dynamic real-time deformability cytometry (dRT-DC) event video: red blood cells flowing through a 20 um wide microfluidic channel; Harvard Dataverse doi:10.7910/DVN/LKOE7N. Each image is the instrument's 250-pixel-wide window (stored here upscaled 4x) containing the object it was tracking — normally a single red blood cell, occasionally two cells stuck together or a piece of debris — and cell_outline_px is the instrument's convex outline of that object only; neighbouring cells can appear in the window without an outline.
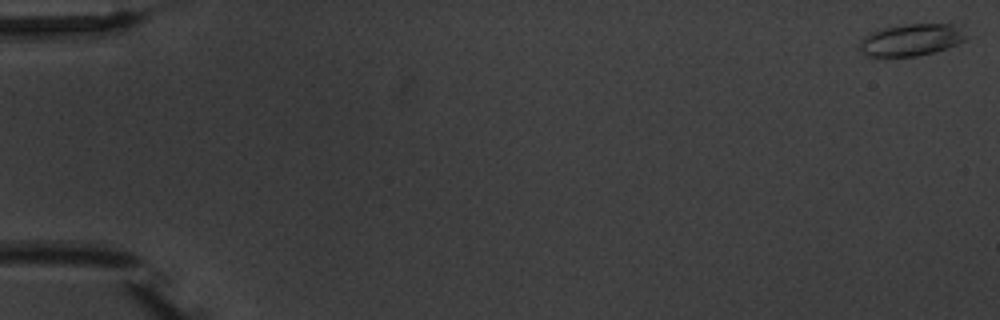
{"species": "common noctule bat (a hibernating species)", "species_latin": "Nyctalus noctula", "temperature_condition": "warm", "stored_images_in_passage": 5, "camera_frame_rate_fps": 3000, "um_per_image_px": 0.085, "animal": {"sex": "male", "body_mass_g": 20.1, "forearm_length_mm": 53.5}, "frame": {"image": 1, "passage_image": 1, "time_ms": 0.0, "image_size_px": [1000, 320], "cell_outline_px": [[972, 36], [968, 40], [948, 48], [916, 56], [868, 56], [860, 52], [860, 40], [864, 36], [872, 32], [884, 28], [904, 24], [960, 24]], "centroid_in_image_um": [77.58, 3.37], "position_along_channel_um": 7.4, "area_um2": 20.29}}